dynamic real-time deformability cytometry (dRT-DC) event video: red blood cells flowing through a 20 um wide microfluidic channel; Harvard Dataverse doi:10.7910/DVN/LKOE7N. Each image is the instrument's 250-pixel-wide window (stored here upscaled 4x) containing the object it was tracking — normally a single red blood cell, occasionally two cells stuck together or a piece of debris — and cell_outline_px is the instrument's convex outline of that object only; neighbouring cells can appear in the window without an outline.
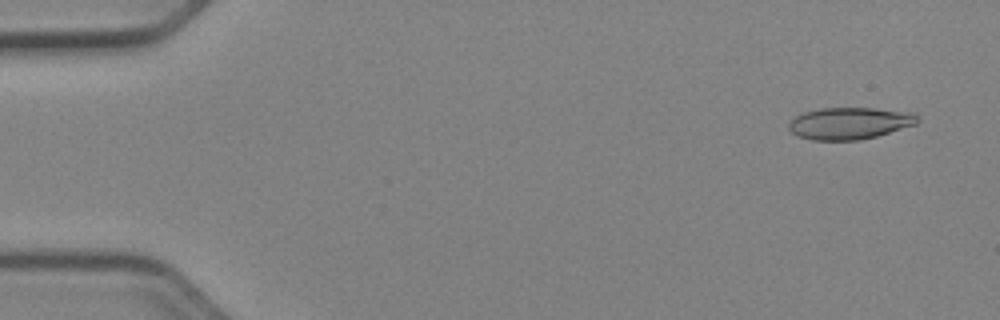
{"species": "Egyptian fruit bat (a non-hibernating species)", "species_latin": "Rousettus aegyptiacus", "temperature_condition": "cold", "stored_images_in_passage": 51, "camera_frame_rate_fps": 3000, "um_per_image_px": 0.085, "animal": {"sex": "female"}, "frame": {"image": 1, "passage_image": 3, "time_ms": 0.667, "image_size_px": [1000, 320], "cell_outline_px": [[920, 120], [916, 124], [876, 136], [860, 140], [812, 140], [800, 136], [792, 132], [788, 128], [788, 124], [796, 116], [804, 112], [820, 108], [876, 108], [916, 112]], "centroid_in_image_um": [72.26, 10.46], "position_along_channel_um": 12.7, "area_um2": 23.99}}
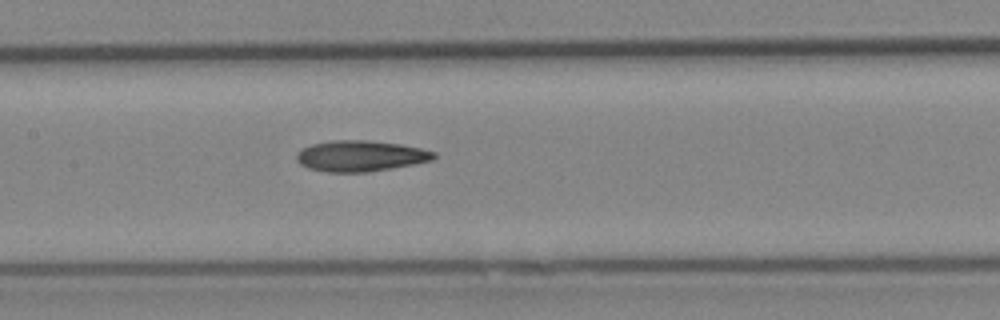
{"frame": {"image": 2, "passage_image": 25, "time_ms": 8.0, "image_size_px": [1000, 320], "cell_outline_px": [[436, 156], [432, 160], [392, 168], [368, 172], [324, 172], [308, 168], [300, 164], [296, 160], [296, 152], [312, 144], [332, 140], [368, 140], [400, 144], [420, 148], [436, 152]], "centroid_in_image_um": [30.61, 13.26], "position_along_channel_um": 176.8, "area_um2": 24.74}}
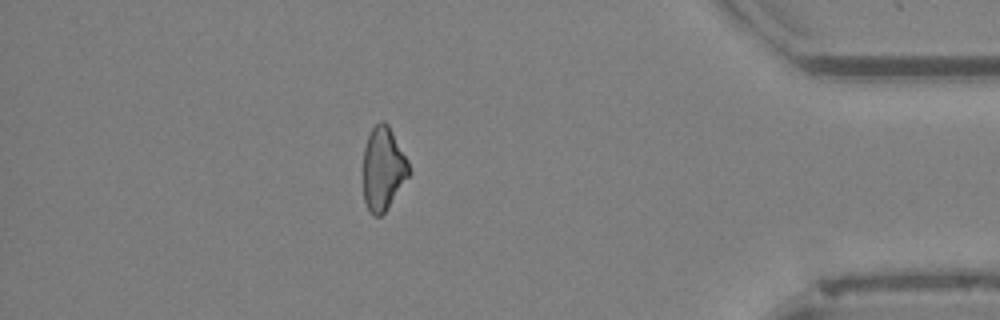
{"frame": {"image": 3, "passage_image": 45, "time_ms": 14.667, "image_size_px": [1000, 320], "cell_outline_px": [[412, 172], [384, 212], [380, 216], [372, 216], [364, 200], [364, 148], [368, 136], [372, 128], [380, 120], [384, 120], [388, 124], [408, 160]], "centroid_in_image_um": [32.58, 14.32], "position_along_channel_um": 402.6, "area_um2": 22.14}}